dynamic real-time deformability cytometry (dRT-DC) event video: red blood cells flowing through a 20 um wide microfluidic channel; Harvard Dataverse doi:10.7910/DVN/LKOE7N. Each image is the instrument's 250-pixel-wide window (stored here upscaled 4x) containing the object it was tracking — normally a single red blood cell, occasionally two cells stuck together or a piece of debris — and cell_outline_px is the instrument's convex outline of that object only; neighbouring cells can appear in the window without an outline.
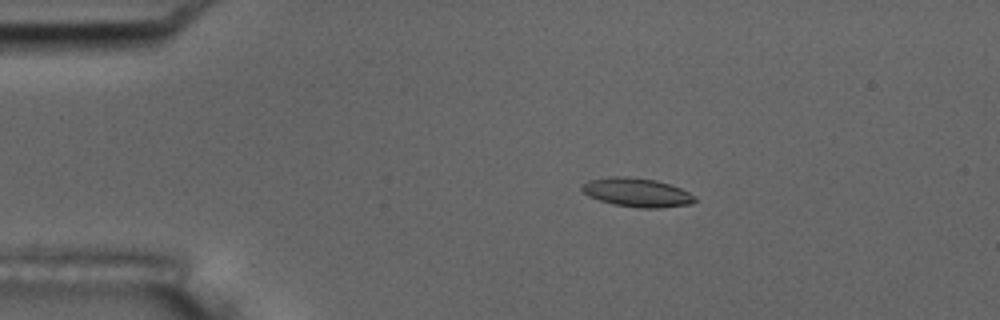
{"species": "common noctule bat (a hibernating species)", "species_latin": "Nyctalus noctula", "temperature_condition": "room temperature", "stored_images_in_passage": 50, "camera_frame_rate_fps": 3000, "um_per_image_px": 0.085, "animal": {"sex": "male", "body_mass_g": 17.5, "forearm_length_mm": 52.3}, "frame": {"image": 1, "passage_image": 5, "time_ms": 1.333, "image_size_px": [1000, 320], "cell_outline_px": [[696, 200], [692, 204], [660, 208], [640, 208], [612, 204], [588, 196], [580, 188], [580, 184], [588, 180], [608, 176], [628, 176], [656, 180], [680, 188], [696, 196]], "centroid_in_image_um": [54.11, 16.35], "position_along_channel_um": 30.9, "area_um2": 19.19}}
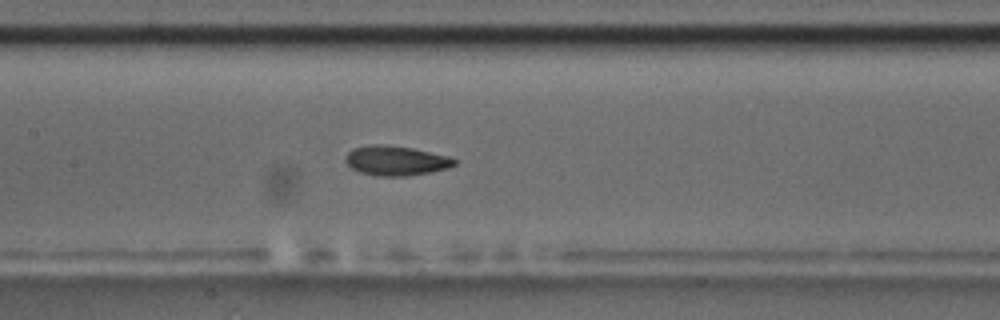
{"frame": {"image": 2, "passage_image": 21, "time_ms": 6.667, "image_size_px": [1000, 320], "cell_outline_px": [[456, 164], [448, 168], [432, 172], [404, 176], [376, 176], [360, 172], [352, 168], [344, 160], [348, 152], [352, 148], [372, 144], [388, 144], [412, 148], [448, 156], [456, 160]], "centroid_in_image_um": [33.64, 13.65], "position_along_channel_um": 173.8, "area_um2": 18.9}}
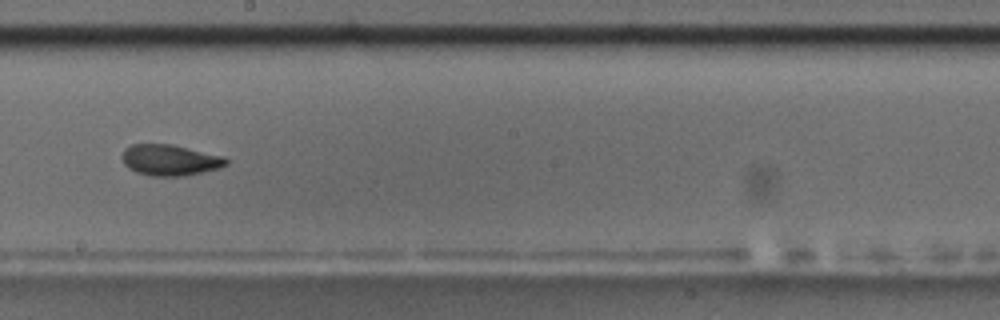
{"frame": {"image": 3, "passage_image": 26, "time_ms": 8.333, "image_size_px": [1000, 320], "cell_outline_px": [[228, 164], [220, 168], [204, 172], [184, 176], [152, 176], [136, 172], [128, 168], [124, 164], [120, 156], [124, 148], [132, 144], [172, 144], [224, 156], [228, 160]], "centroid_in_image_um": [14.44, 13.6], "position_along_channel_um": 233.8, "area_um2": 19.07}, "authors_computed_cell_mechanics": {"area_um2": 18.7561, "velocity_mm_per_s": 3.628, "shape_relaxation_time_tau1_ms": 2.8192, "shape_relaxation_time_tau2_ms": 2.1748, "deformation_change_tau1": 0.1216, "deformation_change_tau2": 0.0826}}